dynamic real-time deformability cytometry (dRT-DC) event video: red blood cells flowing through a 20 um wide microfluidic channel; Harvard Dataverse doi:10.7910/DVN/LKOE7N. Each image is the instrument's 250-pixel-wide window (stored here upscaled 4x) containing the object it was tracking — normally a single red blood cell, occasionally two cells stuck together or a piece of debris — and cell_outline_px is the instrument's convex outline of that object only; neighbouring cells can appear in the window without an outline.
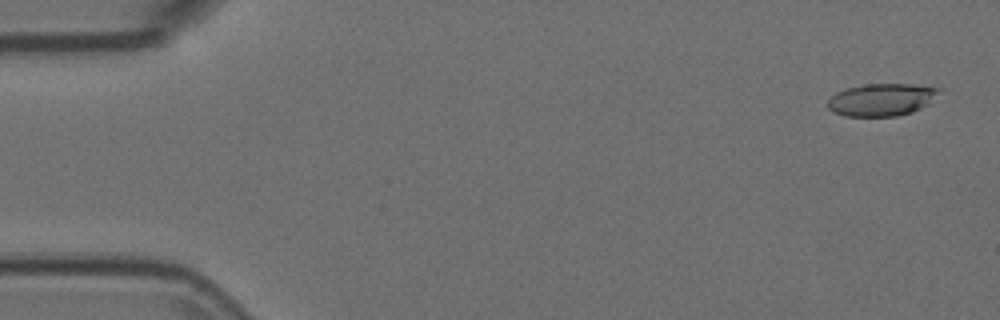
{"species": "Egyptian fruit bat (a non-hibernating species)", "species_latin": "Rousettus aegyptiacus", "temperature_condition": "room temperature", "stored_images_in_passage": 54, "camera_frame_rate_fps": 3000, "um_per_image_px": 0.085, "animal": {"sex": "female"}, "frame": {"image": 1, "passage_image": 2, "time_ms": 0.333, "image_size_px": [1000, 320], "cell_outline_px": [[944, 88], [928, 104], [912, 112], [896, 116], [844, 116], [832, 112], [828, 108], [828, 100], [836, 92], [844, 88], [864, 84], [912, 84]], "centroid_in_image_um": [74.93, 8.46], "position_along_channel_um": 10.1, "area_um2": 21.21}}
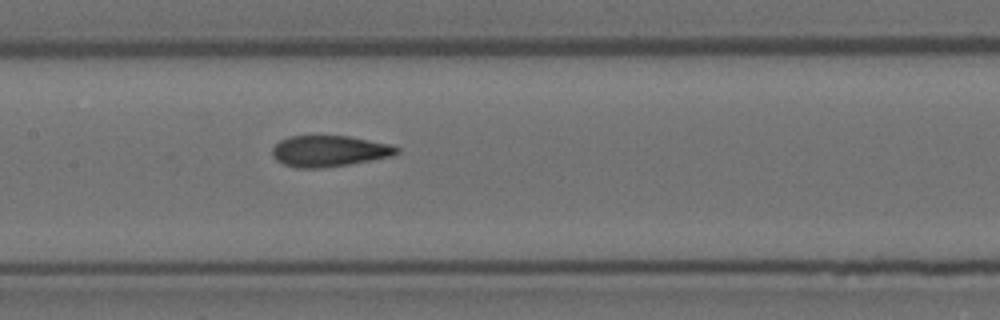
{"frame": {"image": 2, "passage_image": 26, "time_ms": 8.333, "image_size_px": [1000, 320], "cell_outline_px": [[400, 152], [392, 156], [348, 164], [320, 168], [296, 168], [284, 164], [276, 160], [272, 152], [272, 148], [280, 140], [288, 136], [348, 136], [392, 144], [400, 148]], "centroid_in_image_um": [28.0, 12.83], "position_along_channel_um": 179.4, "area_um2": 22.54}}
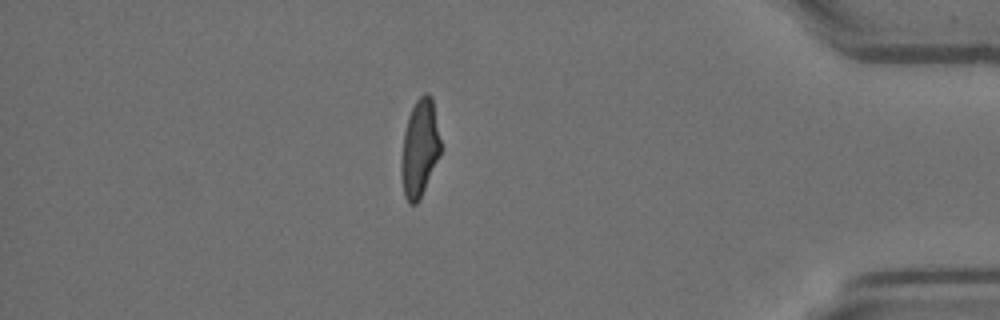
{"frame": {"image": 3, "passage_image": 47, "time_ms": 15.333, "image_size_px": [1000, 320], "cell_outline_px": [[440, 156], [420, 200], [416, 204], [408, 204], [404, 196], [400, 176], [400, 164], [404, 132], [408, 116], [416, 100], [424, 92], [428, 92], [432, 96], [440, 140]], "centroid_in_image_um": [35.65, 12.64], "position_along_channel_um": 399.5, "area_um2": 22.66}, "authors_computed_cell_mechanics": {"area_um2": 22.6287, "velocity_mm_per_s": 3.7179, "shape_relaxation_time_tau1_ms": 9.8256, "shape_relaxation_time_tau2_ms": 1.4697, "deformation_change_tau1": 0.2584, "deformation_change_tau2": 0.0844}}